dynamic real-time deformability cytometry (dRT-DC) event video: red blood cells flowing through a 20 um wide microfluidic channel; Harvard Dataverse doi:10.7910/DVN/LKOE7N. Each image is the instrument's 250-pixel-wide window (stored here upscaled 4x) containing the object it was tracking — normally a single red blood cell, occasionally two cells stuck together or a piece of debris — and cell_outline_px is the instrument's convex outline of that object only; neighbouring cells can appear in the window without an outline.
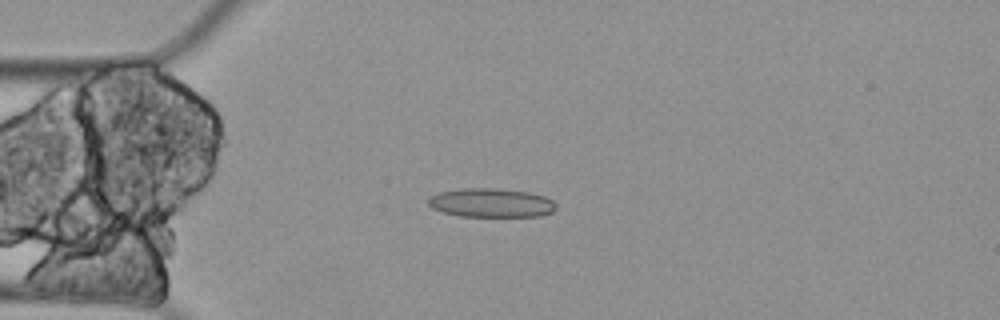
{"species": "Egyptian fruit bat (a non-hibernating species)", "species_latin": "Rousettus aegyptiacus", "temperature_condition": "cold", "stored_images_in_passage": 3, "camera_frame_rate_fps": 3000, "um_per_image_px": 0.085, "animal": {"sex": "female"}, "frame": {"image": 1, "passage_image": 3, "time_ms": 0.667, "image_size_px": [1000, 320], "cell_outline_px": [[556, 208], [552, 212], [540, 216], [460, 216], [444, 212], [432, 208], [428, 204], [428, 196], [440, 192], [464, 188], [496, 188], [528, 192], [544, 196], [552, 200], [556, 204]], "centroid_in_image_um": [41.75, 17.23], "position_along_channel_um": 43.3, "area_um2": 21.5}}